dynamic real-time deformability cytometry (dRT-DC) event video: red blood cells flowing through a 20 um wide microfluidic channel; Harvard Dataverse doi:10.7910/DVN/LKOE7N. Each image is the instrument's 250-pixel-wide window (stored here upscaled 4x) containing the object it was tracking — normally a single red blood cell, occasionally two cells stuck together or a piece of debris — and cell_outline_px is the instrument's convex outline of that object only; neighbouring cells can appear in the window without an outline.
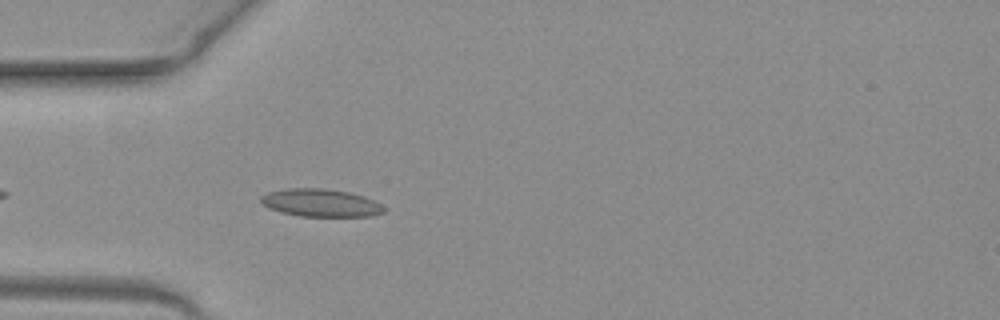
{"species": "common noctule bat (a hibernating species)", "species_latin": "Nyctalus noctula", "temperature_condition": "warm", "stored_images_in_passage": 37, "camera_frame_rate_fps": 3000, "um_per_image_px": 0.085, "animal": {"sex": "female", "body_mass_g": 19.3, "forearm_length_mm": 54.1}, "frame": {"image": 1, "passage_image": 4, "time_ms": 1.0, "image_size_px": [1000, 320], "cell_outline_px": [[384, 212], [372, 216], [300, 216], [280, 212], [268, 208], [260, 204], [260, 196], [268, 192], [288, 188], [320, 188], [348, 192], [364, 196], [380, 204], [384, 208]], "centroid_in_image_um": [27.2, 17.24], "position_along_channel_um": 57.8, "area_um2": 19.88}}
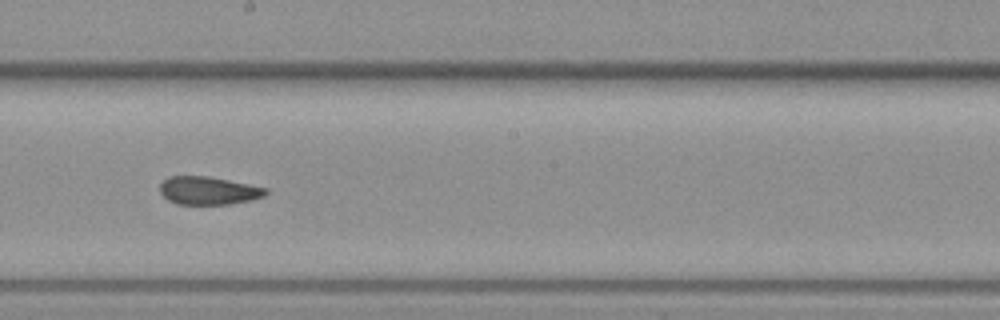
{"frame": {"image": 2, "passage_image": 17, "time_ms": 5.333, "image_size_px": [1000, 320], "cell_outline_px": [[268, 192], [264, 196], [252, 200], [228, 204], [176, 204], [168, 200], [160, 192], [160, 184], [168, 176], [208, 176], [268, 188]], "centroid_in_image_um": [17.71, 16.2], "position_along_channel_um": 230.5, "area_um2": 17.28}}
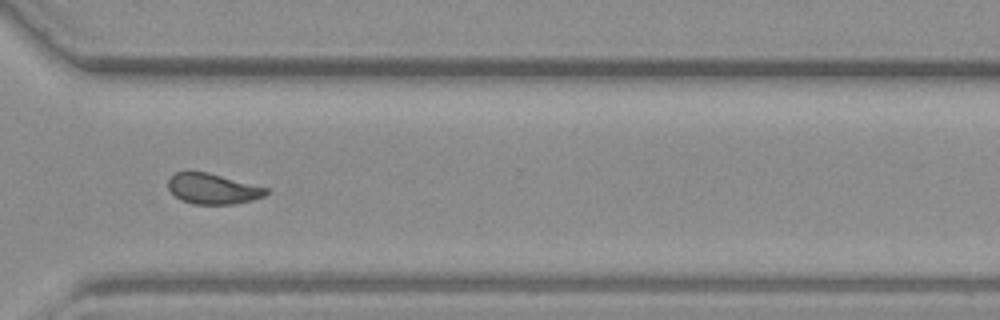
{"frame": {"image": 3, "passage_image": 26, "time_ms": 8.333, "image_size_px": [1000, 320], "cell_outline_px": [[268, 192], [264, 196], [252, 200], [236, 204], [192, 204], [180, 200], [168, 188], [168, 180], [176, 172], [208, 172], [268, 188]], "centroid_in_image_um": [18.09, 16.05], "position_along_channel_um": 352.5, "area_um2": 17.34}, "authors_computed_cell_mechanics": {"area_um2": 17.8024, "velocity_mm_per_s": 4.0695, "shape_relaxation_time_tau1_ms": 6.0955, "shape_relaxation_time_tau2_ms": 1.1349, "deformation_change_tau1": 0.1629, "deformation_change_tau2": 0.0701}}